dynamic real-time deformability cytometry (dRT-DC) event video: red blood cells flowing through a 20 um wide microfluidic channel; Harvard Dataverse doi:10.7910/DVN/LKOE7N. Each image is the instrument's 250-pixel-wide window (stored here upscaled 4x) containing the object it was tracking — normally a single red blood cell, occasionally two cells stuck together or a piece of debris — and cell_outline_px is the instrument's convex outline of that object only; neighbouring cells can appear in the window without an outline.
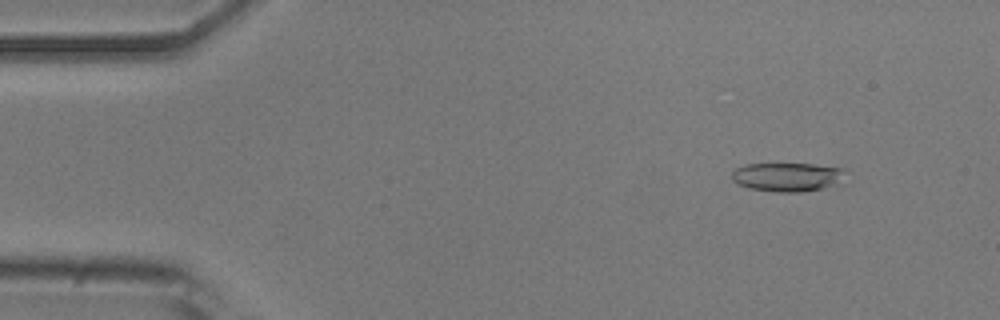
{"species": "common noctule bat (a hibernating species)", "species_latin": "Nyctalus noctula", "temperature_condition": "room temperature", "stored_images_in_passage": 36, "camera_frame_rate_fps": 3000, "um_per_image_px": 0.085, "animal": {"sex": "male", "body_mass_g": 20.5, "forearm_length_mm": 52.5}, "frame": {"image": 1, "passage_image": 6, "time_ms": 1.667, "image_size_px": [1000, 320], "cell_outline_px": [[844, 184], [800, 192], [780, 192], [748, 188], [732, 180], [732, 172], [736, 168], [744, 164], [812, 164], [844, 168]], "centroid_in_image_um": [66.98, 15.04], "position_along_channel_um": 18.0, "area_um2": 19.25}}
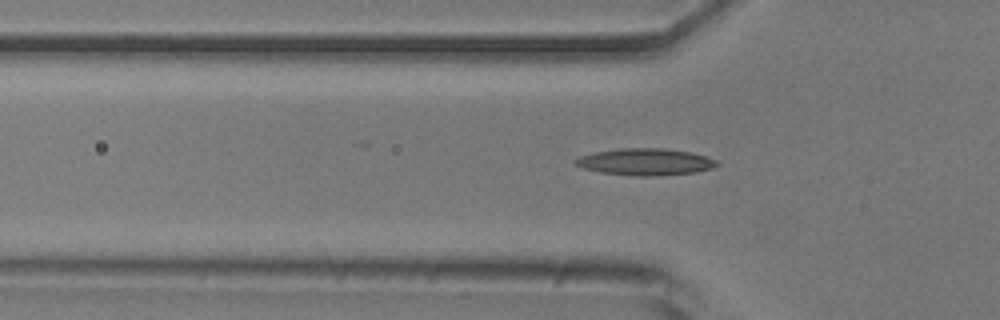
{"frame": {"image": 2, "passage_image": 17, "time_ms": 5.333, "image_size_px": [1000, 320], "cell_outline_px": [[720, 164], [712, 168], [696, 172], [652, 176], [636, 176], [600, 172], [584, 168], [576, 164], [572, 160], [580, 156], [592, 152], [620, 148], [664, 148], [688, 152], [720, 160]], "centroid_in_image_um": [54.85, 13.75], "position_along_channel_um": 70.9, "area_um2": 22.14}}
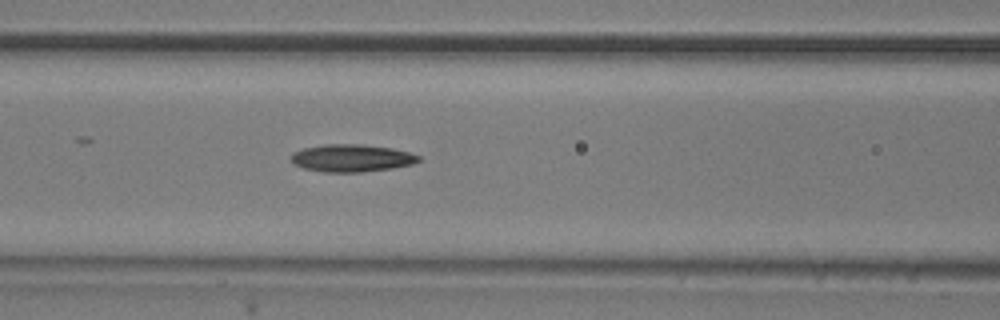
{"frame": {"image": 3, "passage_image": 22, "time_ms": 7.0, "image_size_px": [1000, 320], "cell_outline_px": [[420, 160], [412, 164], [392, 168], [360, 172], [324, 172], [304, 168], [296, 164], [292, 160], [292, 152], [304, 148], [324, 144], [360, 144], [392, 148], [408, 152], [420, 156]], "centroid_in_image_um": [29.9, 13.43], "position_along_channel_um": 136.7, "area_um2": 20.23}}